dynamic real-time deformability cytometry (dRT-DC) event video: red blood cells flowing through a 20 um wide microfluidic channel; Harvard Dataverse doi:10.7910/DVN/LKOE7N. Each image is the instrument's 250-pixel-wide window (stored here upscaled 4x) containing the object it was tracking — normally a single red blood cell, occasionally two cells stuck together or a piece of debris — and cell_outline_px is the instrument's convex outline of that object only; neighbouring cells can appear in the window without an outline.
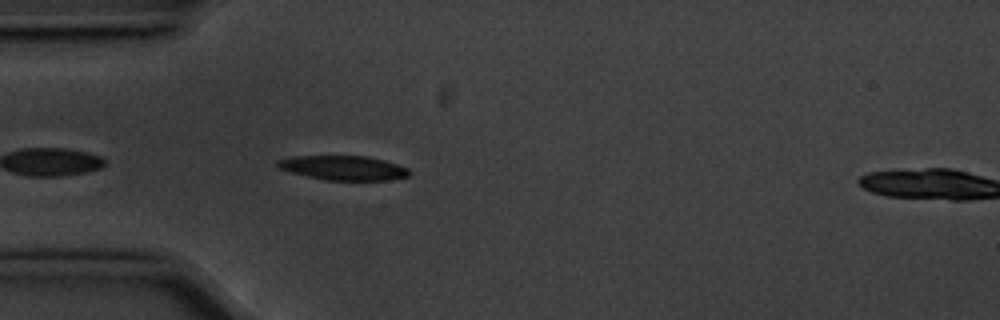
{"species": "common noctule bat (a hibernating species)", "species_latin": "Nyctalus noctula", "temperature_condition": "cold", "stored_images_in_passage": 4, "camera_frame_rate_fps": 3000, "um_per_image_px": 0.085, "animal": {"sex": "male", "body_mass_g": 20.1, "forearm_length_mm": 53.5}, "frame": {"image": 1, "passage_image": 3, "time_ms": 0.667, "image_size_px": [1000, 320], "cell_outline_px": [[412, 172], [408, 176], [388, 180], [328, 180], [308, 176], [292, 172], [280, 168], [276, 164], [276, 160], [292, 156], [368, 156], [384, 160], [408, 168]], "centroid_in_image_um": [29.21, 14.26], "position_along_channel_um": 55.8, "area_um2": 18.61}}